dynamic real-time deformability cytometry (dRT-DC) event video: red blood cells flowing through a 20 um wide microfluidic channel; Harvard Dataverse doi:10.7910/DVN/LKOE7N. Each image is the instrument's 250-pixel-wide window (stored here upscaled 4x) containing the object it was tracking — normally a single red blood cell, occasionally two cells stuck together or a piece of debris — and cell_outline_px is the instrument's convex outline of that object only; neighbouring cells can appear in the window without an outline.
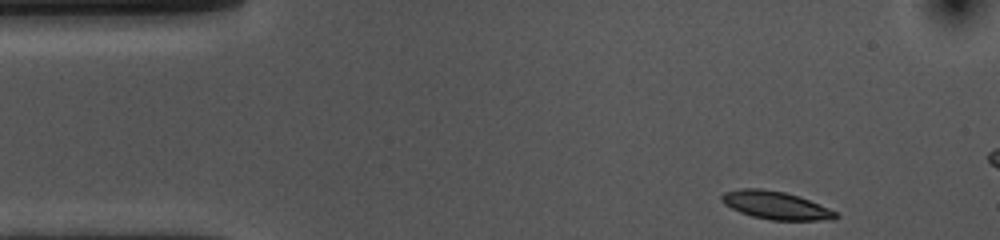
{"species": "common noctule bat (a hibernating species)", "species_latin": "Nyctalus noctula", "temperature_condition": "cold", "stored_images_in_passage": 10, "camera_frame_rate_fps": 3000, "um_per_image_px": 0.085, "animal": {"sex": "female", "body_mass_g": 10.0, "forearm_length_mm": 53.1}, "frame": {"image": 1, "passage_image": 1, "time_ms": 0.0, "image_size_px": [1000, 240], "cell_outline_px": [[840, 216], [832, 220], [772, 220], [752, 216], [740, 212], [724, 204], [720, 200], [720, 196], [724, 192], [740, 188], [760, 188], [784, 192], [808, 200], [828, 208], [836, 212]], "centroid_in_image_um": [65.9, 17.45], "position_along_channel_um": 19.1, "area_um2": 18.44}}